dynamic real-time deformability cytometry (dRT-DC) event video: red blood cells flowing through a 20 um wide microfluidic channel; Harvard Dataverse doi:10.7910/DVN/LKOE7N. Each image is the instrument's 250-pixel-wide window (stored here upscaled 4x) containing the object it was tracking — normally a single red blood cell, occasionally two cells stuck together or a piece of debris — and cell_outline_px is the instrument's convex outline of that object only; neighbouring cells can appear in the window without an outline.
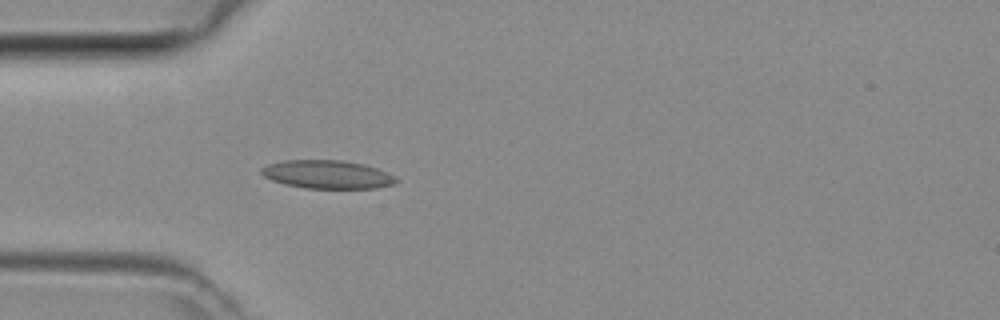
{"species": "common noctule bat (a hibernating species)", "species_latin": "Nyctalus noctula", "temperature_condition": "room temperature", "stored_images_in_passage": 26, "camera_frame_rate_fps": 3000, "um_per_image_px": 0.085, "animal": {"sex": "female", "body_mass_g": 29.2, "forearm_length_mm": 56.3}, "frame": {"image": 1, "passage_image": 1, "time_ms": 0.0, "image_size_px": [1000, 320], "cell_outline_px": [[400, 180], [396, 184], [376, 188], [308, 188], [284, 184], [272, 180], [264, 176], [260, 172], [260, 168], [268, 164], [284, 160], [344, 160], [364, 164], [388, 172], [396, 176]], "centroid_in_image_um": [27.86, 14.82], "position_along_channel_um": 57.1, "area_um2": 22.43}}
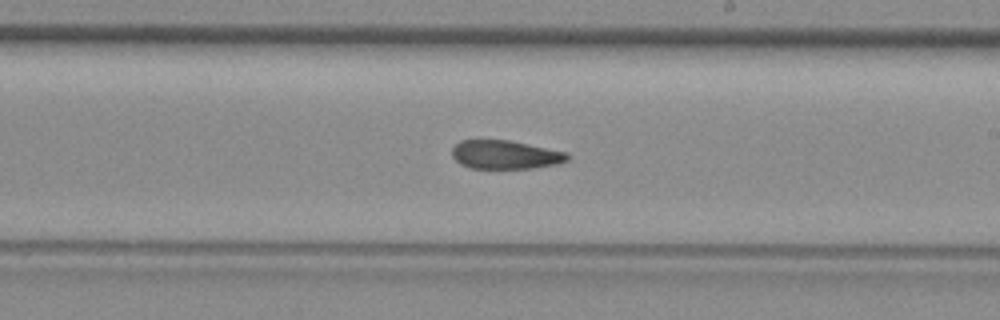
{"frame": {"image": 2, "passage_image": 14, "time_ms": 4.333, "image_size_px": [1000, 320], "cell_outline_px": [[572, 156], [568, 160], [556, 164], [532, 168], [468, 168], [460, 164], [452, 156], [452, 148], [460, 140], [508, 140], [568, 152]], "centroid_in_image_um": [42.96, 13.15], "position_along_channel_um": 246.0, "area_um2": 19.31}}
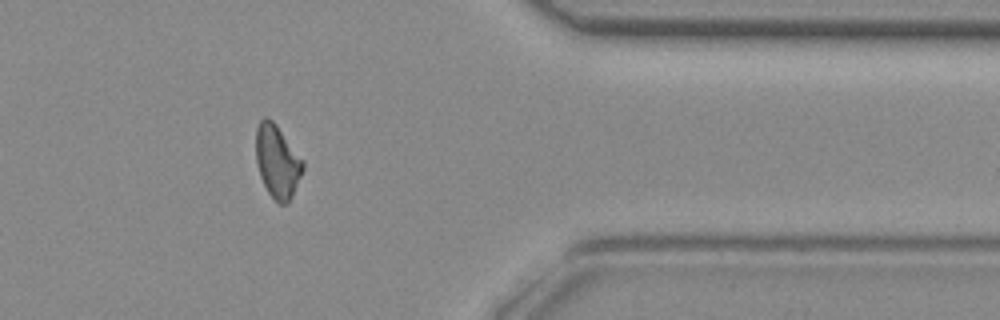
{"frame": {"image": 3, "passage_image": 25, "time_ms": 8.0, "image_size_px": [1000, 320], "cell_outline_px": [[304, 168], [292, 196], [288, 204], [280, 204], [268, 192], [260, 176], [256, 160], [256, 128], [260, 120], [264, 116], [268, 116], [276, 124], [304, 160]], "centroid_in_image_um": [23.57, 13.69], "position_along_channel_um": 387.8, "area_um2": 20.0}}